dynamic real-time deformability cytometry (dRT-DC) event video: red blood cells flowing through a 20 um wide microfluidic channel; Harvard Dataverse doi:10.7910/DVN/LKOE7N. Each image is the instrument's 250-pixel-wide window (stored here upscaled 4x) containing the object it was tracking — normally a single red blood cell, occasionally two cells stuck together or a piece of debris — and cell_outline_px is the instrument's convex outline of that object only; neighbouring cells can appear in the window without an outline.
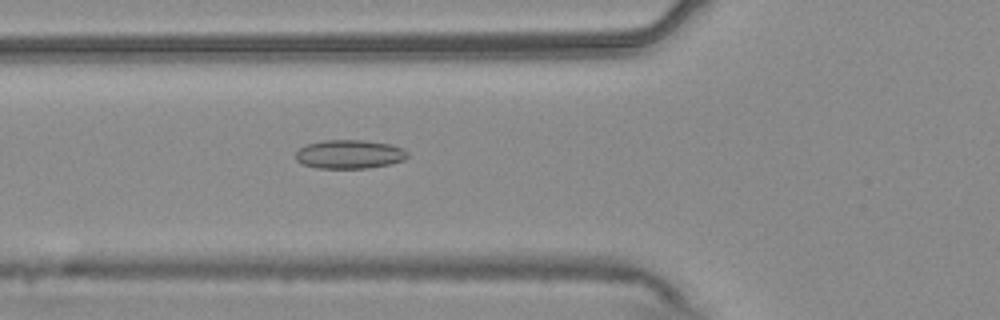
{"species": "common noctule bat (a hibernating species)", "species_latin": "Nyctalus noctula", "temperature_condition": "warm", "stored_images_in_passage": 51, "camera_frame_rate_fps": 3000, "um_per_image_px": 0.085, "animal": {"sex": "male", "body_mass_g": 20.4}, "frame": {"image": 1, "passage_image": 17, "time_ms": 5.333, "image_size_px": [1000, 320], "cell_outline_px": [[408, 156], [404, 160], [392, 164], [368, 168], [316, 168], [300, 164], [296, 160], [296, 152], [300, 148], [308, 144], [324, 140], [364, 140], [388, 144], [404, 148], [408, 152]], "centroid_in_image_um": [29.71, 13.12], "position_along_channel_um": 96.1, "area_um2": 18.9}}
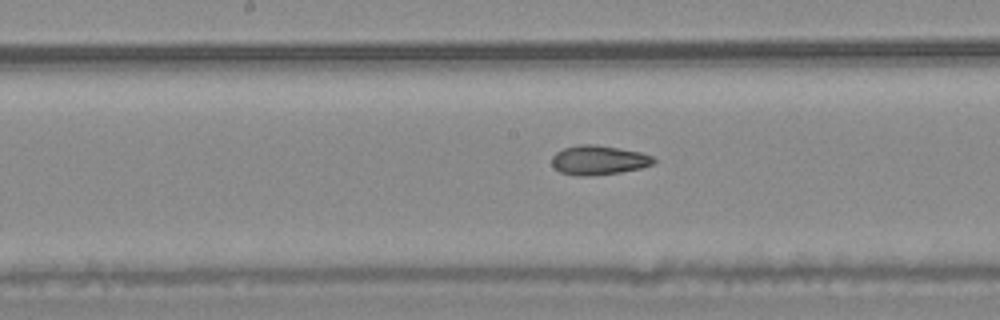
{"frame": {"image": 2, "passage_image": 25, "time_ms": 8.0, "image_size_px": [1000, 320], "cell_outline_px": [[656, 160], [652, 164], [640, 168], [620, 172], [588, 176], [576, 176], [560, 172], [552, 164], [552, 156], [556, 152], [564, 148], [580, 144], [596, 144], [620, 148], [640, 152], [652, 156]], "centroid_in_image_um": [50.87, 13.6], "position_along_channel_um": 197.3, "area_um2": 17.4}}
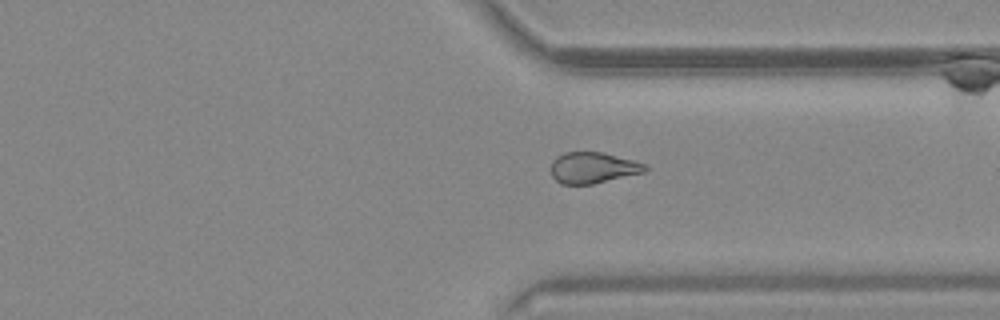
{"frame": {"image": 3, "passage_image": 38, "time_ms": 12.333, "image_size_px": [1000, 320], "cell_outline_px": [[648, 168], [644, 172], [592, 184], [560, 184], [552, 176], [552, 160], [556, 156], [564, 152], [604, 152], [636, 160], [644, 164]], "centroid_in_image_um": [50.4, 14.24], "position_along_channel_um": 361.0, "area_um2": 17.11}, "authors_computed_cell_mechanics": {"area_um2": 18.3804, "velocity_mm_per_s": 3.7697, "shape_relaxation_time_tau1_ms": null, "shape_relaxation_time_tau2_ms": 3.8593, "deformation_change_tau1": null, "deformation_change_tau2": 0.1131}}